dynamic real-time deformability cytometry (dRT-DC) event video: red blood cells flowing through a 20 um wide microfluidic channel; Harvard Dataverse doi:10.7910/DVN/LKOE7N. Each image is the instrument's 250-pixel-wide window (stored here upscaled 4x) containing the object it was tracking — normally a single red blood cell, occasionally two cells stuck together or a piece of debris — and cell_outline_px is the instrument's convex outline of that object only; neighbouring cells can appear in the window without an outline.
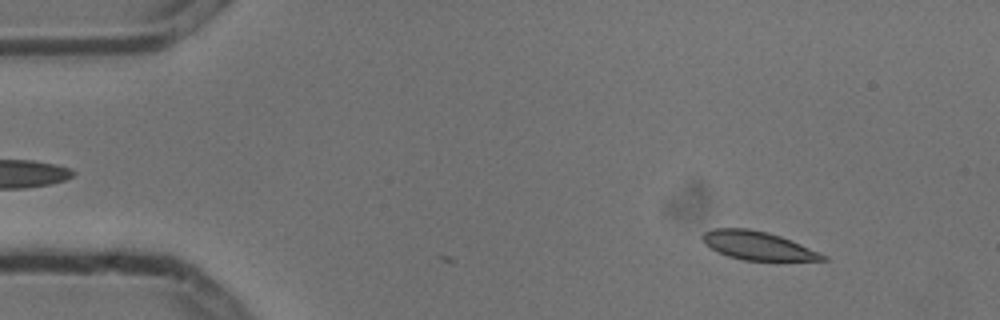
{"species": "common noctule bat (a hibernating species)", "species_latin": "Nyctalus noctula", "temperature_condition": "cold", "stored_images_in_passage": 4, "segment_of_instrument_passage": [2, 2], "camera_frame_rate_fps": 3000, "um_per_image_px": 0.085, "animal": {"sex": "male", "body_mass_g": 13.3}, "frame": {"image": 1, "passage_image": 4, "time_ms": 1.0, "image_size_px": [1000, 320], "cell_outline_px": [[828, 260], [744, 260], [728, 256], [716, 252], [704, 244], [700, 240], [700, 236], [704, 232], [716, 228], [748, 228], [768, 232], [780, 236], [800, 244], [828, 256]], "centroid_in_image_um": [64.34, 20.87], "position_along_channel_um": 20.7, "area_um2": 19.94}}